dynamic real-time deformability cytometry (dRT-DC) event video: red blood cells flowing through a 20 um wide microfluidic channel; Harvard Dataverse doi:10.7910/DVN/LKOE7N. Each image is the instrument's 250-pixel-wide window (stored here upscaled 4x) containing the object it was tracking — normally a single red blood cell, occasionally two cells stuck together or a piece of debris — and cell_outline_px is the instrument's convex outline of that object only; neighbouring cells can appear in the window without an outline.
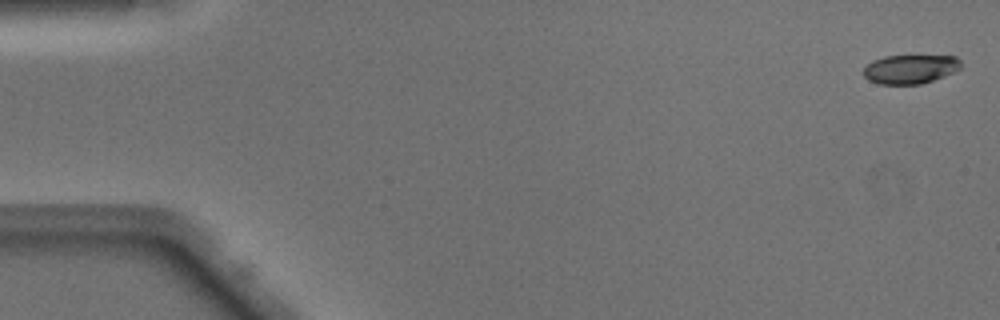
{"species": "Egyptian fruit bat (a non-hibernating species)", "species_latin": "Rousettus aegyptiacus", "temperature_condition": "warm", "stored_images_in_passage": 49, "camera_frame_rate_fps": 3000, "um_per_image_px": 0.085, "animal": {"sex": "male"}, "frame": {"image": 1, "passage_image": 1, "time_ms": 0.0, "image_size_px": [1000, 320], "cell_outline_px": [[960, 68], [944, 76], [920, 84], [880, 84], [868, 80], [864, 76], [864, 68], [872, 60], [884, 56], [956, 56], [960, 60]], "centroid_in_image_um": [77.34, 5.87], "position_along_channel_um": 7.7, "area_um2": 16.3}}
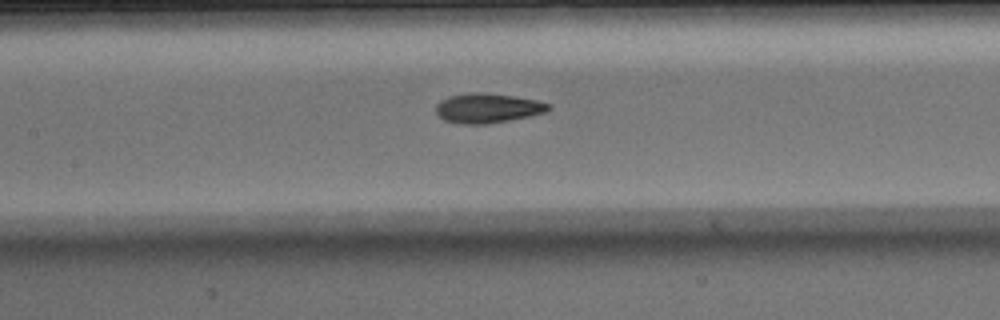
{"frame": {"image": 2, "passage_image": 23, "time_ms": 7.333, "image_size_px": [1000, 320], "cell_outline_px": [[552, 108], [548, 112], [532, 116], [488, 124], [460, 124], [444, 120], [436, 112], [436, 104], [440, 100], [448, 96], [468, 92], [484, 92], [512, 96], [536, 100], [552, 104]], "centroid_in_image_um": [41.47, 9.19], "position_along_channel_um": 165.9, "area_um2": 19.77}}
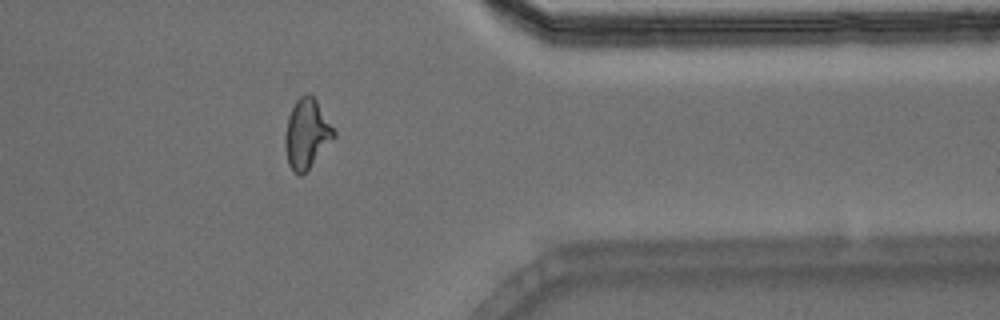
{"frame": {"image": 3, "passage_image": 40, "time_ms": 13.0, "image_size_px": [1000, 320], "cell_outline_px": [[336, 136], [308, 168], [300, 176], [292, 172], [288, 164], [284, 148], [284, 136], [288, 116], [296, 100], [300, 96], [308, 92], [316, 100], [336, 132]], "centroid_in_image_um": [26.04, 11.37], "position_along_channel_um": 385.4, "area_um2": 19.65}, "authors_computed_cell_mechanics": {"area_um2": 19.074, "velocity_mm_per_s": 4.1006, "shape_relaxation_time_tau1_ms": 6.7561, "shape_relaxation_time_tau2_ms": 1.5433, "deformation_change_tau1": 0.2074, "deformation_change_tau2": 0.089}}